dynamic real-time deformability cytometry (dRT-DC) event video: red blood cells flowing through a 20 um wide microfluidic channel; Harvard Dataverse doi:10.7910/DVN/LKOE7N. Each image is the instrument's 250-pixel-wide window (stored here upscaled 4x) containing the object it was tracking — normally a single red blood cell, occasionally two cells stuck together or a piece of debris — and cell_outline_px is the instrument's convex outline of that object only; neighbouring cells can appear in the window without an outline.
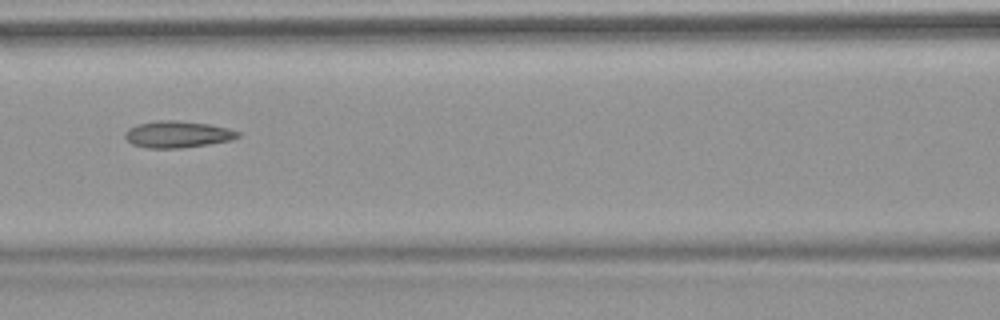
{"species": "common noctule bat (a hibernating species)", "species_latin": "Nyctalus noctula", "temperature_condition": "warm", "stored_images_in_passage": 6, "camera_frame_rate_fps": 3000, "um_per_image_px": 0.085, "animal": {"sex": "female", "body_mass_g": 18.4}, "frame": {"image": 1, "passage_image": 4, "time_ms": 3.667, "image_size_px": [1000, 320], "cell_outline_px": [[240, 136], [232, 140], [208, 144], [180, 148], [148, 148], [132, 144], [124, 136], [124, 132], [128, 128], [140, 124], [156, 120], [176, 120], [208, 124], [228, 128], [240, 132]], "centroid_in_image_um": [15.09, 11.42], "position_along_channel_um": 151.5, "area_um2": 17.51}}
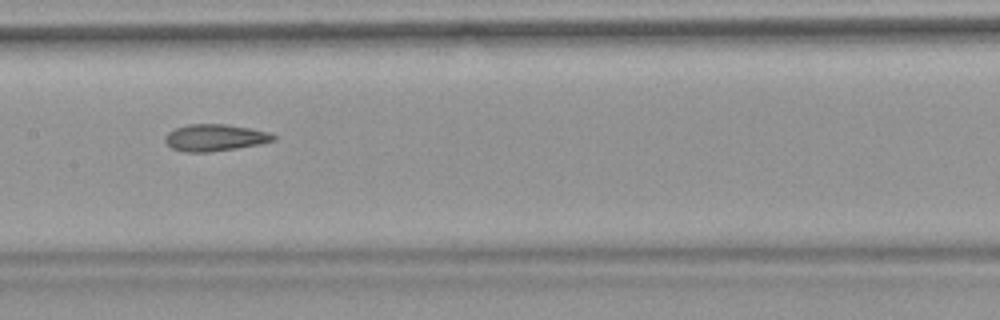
{"frame": {"image": 2, "passage_image": 5, "time_ms": 4.667, "image_size_px": [1000, 320], "cell_outline_px": [[276, 140], [260, 144], [236, 148], [208, 152], [184, 152], [172, 148], [164, 140], [164, 136], [168, 132], [176, 128], [188, 124], [228, 124], [268, 132], [276, 136]], "centroid_in_image_um": [18.26, 11.7], "position_along_channel_um": 189.1, "area_um2": 16.88}}